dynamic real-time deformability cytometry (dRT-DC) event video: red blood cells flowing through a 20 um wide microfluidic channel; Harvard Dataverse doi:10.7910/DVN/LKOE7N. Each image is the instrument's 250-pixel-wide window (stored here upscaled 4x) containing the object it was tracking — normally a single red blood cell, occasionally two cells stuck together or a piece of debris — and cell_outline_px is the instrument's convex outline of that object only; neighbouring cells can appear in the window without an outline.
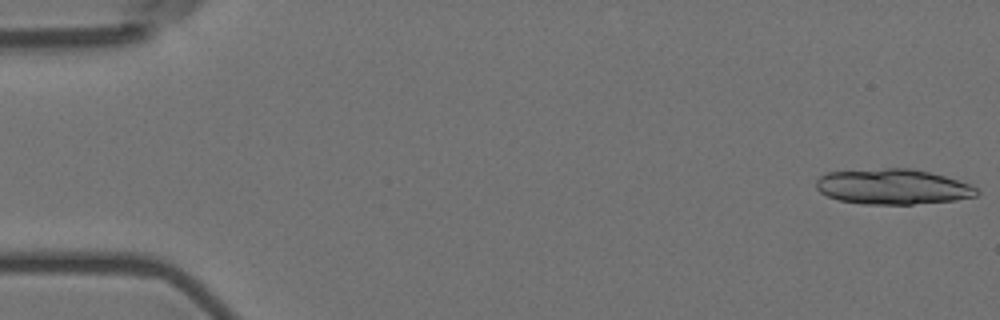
{"species": "Egyptian fruit bat (a non-hibernating species)", "species_latin": "Rousettus aegyptiacus", "temperature_condition": "room temperature", "stored_images_in_passage": 19, "camera_frame_rate_fps": 3000, "um_per_image_px": 0.085, "animal": {"sex": "female"}, "frame": {"image": 1, "passage_image": 1, "time_ms": 0.0, "image_size_px": [1000, 320], "cell_outline_px": [[980, 192], [976, 196], [956, 200], [912, 204], [860, 204], [840, 200], [828, 196], [820, 192], [816, 188], [816, 180], [820, 176], [828, 172], [884, 168], [912, 168], [944, 176], [968, 184], [976, 188]], "centroid_in_image_um": [75.86, 15.87], "position_along_channel_um": 9.1, "area_um2": 32.95}}
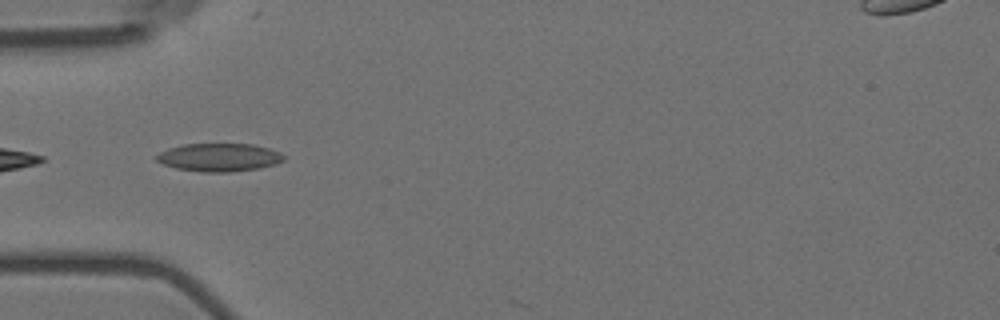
{"frame": {"image": 2, "passage_image": 18, "time_ms": 5.667, "image_size_px": [1000, 320], "cell_outline_px": [[284, 160], [276, 164], [260, 168], [228, 172], [200, 172], [176, 168], [164, 164], [156, 160], [156, 156], [160, 152], [168, 148], [184, 144], [252, 144], [268, 148], [280, 152], [284, 156]], "centroid_in_image_um": [18.63, 13.38], "position_along_channel_um": 66.4, "area_um2": 20.81}}